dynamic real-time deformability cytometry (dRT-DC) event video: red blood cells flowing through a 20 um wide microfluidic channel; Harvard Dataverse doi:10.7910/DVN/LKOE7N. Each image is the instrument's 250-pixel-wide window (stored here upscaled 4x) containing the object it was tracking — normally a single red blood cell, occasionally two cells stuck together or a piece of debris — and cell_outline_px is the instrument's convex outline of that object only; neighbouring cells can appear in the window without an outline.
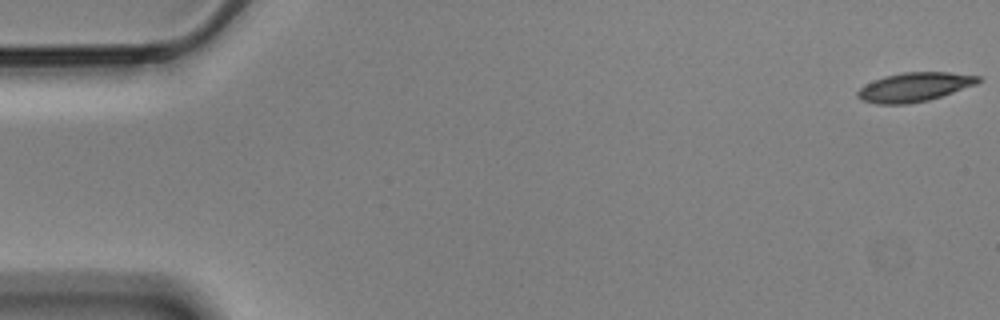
{"species": "Egyptian fruit bat (a non-hibernating species)", "species_latin": "Rousettus aegyptiacus", "temperature_condition": "cold", "stored_images_in_passage": 18, "camera_frame_rate_fps": 3000, "um_per_image_px": 0.085, "animal": {"sex": "male"}, "frame": {"image": 1, "passage_image": 1, "time_ms": 0.0, "image_size_px": [1000, 320], "cell_outline_px": [[984, 80], [976, 84], [928, 100], [908, 104], [876, 104], [860, 100], [856, 96], [856, 92], [864, 84], [884, 76], [904, 72], [948, 72], [980, 76]], "centroid_in_image_um": [77.69, 7.4], "position_along_channel_um": 7.3, "area_um2": 20.46}}
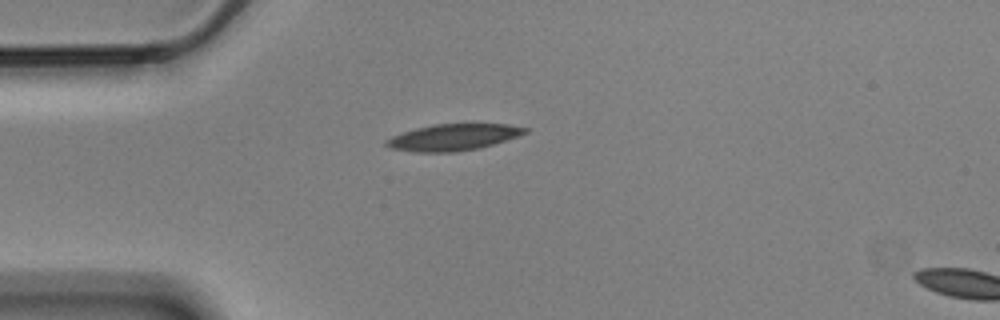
{"frame": {"image": 2, "passage_image": 15, "time_ms": 4.667, "image_size_px": [1000, 320], "cell_outline_px": [[528, 132], [520, 136], [480, 148], [456, 152], [416, 152], [388, 148], [384, 144], [384, 140], [392, 136], [416, 128], [432, 124], [472, 120], [508, 124], [528, 128]], "centroid_in_image_um": [38.6, 11.61], "position_along_channel_um": 46.4, "area_um2": 22.66}}